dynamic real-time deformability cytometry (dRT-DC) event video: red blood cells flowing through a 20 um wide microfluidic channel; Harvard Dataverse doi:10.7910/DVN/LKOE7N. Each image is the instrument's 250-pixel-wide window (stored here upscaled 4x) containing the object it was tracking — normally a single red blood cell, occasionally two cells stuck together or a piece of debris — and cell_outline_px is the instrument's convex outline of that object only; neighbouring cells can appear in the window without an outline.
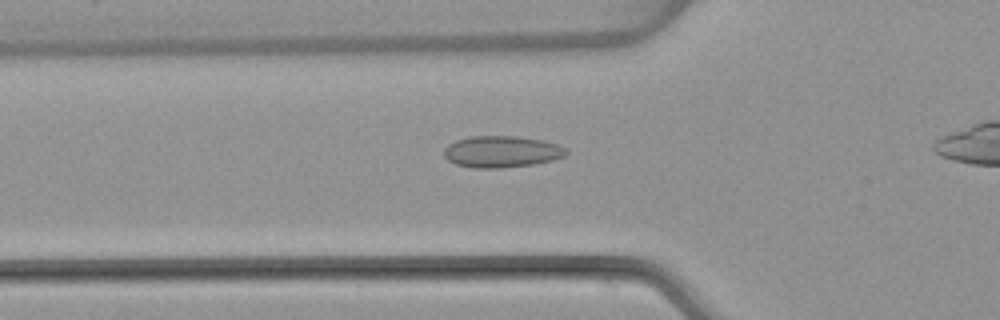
{"species": "common noctule bat (a hibernating species)", "species_latin": "Nyctalus noctula", "temperature_condition": "warm", "stored_images_in_passage": 36, "camera_frame_rate_fps": 3000, "um_per_image_px": 0.085, "animal": {"sex": "female", "body_mass_g": 22.7, "forearm_length_mm": 54.2}, "frame": {"image": 1, "passage_image": 8, "time_ms": 2.333, "image_size_px": [1000, 320], "cell_outline_px": [[568, 152], [564, 156], [552, 160], [532, 164], [500, 168], [472, 168], [456, 164], [448, 160], [444, 156], [444, 148], [448, 144], [456, 140], [472, 136], [516, 136], [544, 140], [556, 144], [564, 148]], "centroid_in_image_um": [42.61, 12.89], "position_along_channel_um": 83.2, "area_um2": 22.43}}
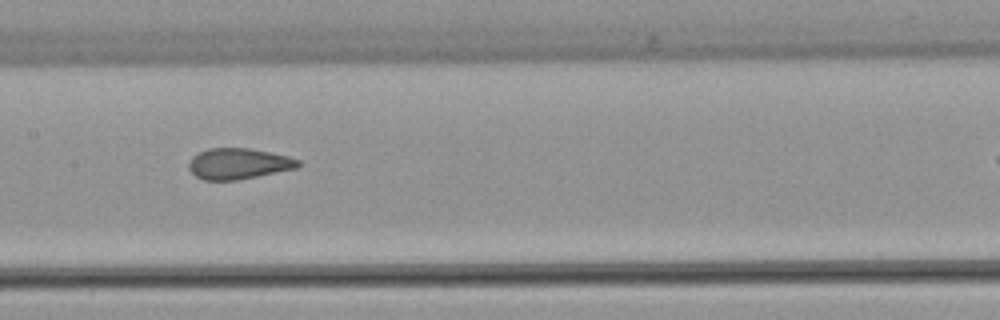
{"frame": {"image": 2, "passage_image": 16, "time_ms": 5.0, "image_size_px": [1000, 320], "cell_outline_px": [[300, 164], [296, 168], [236, 180], [204, 180], [196, 176], [188, 168], [188, 164], [192, 156], [208, 148], [248, 148], [288, 156], [300, 160]], "centroid_in_image_um": [20.24, 13.91], "position_along_channel_um": 187.2, "area_um2": 19.48}}
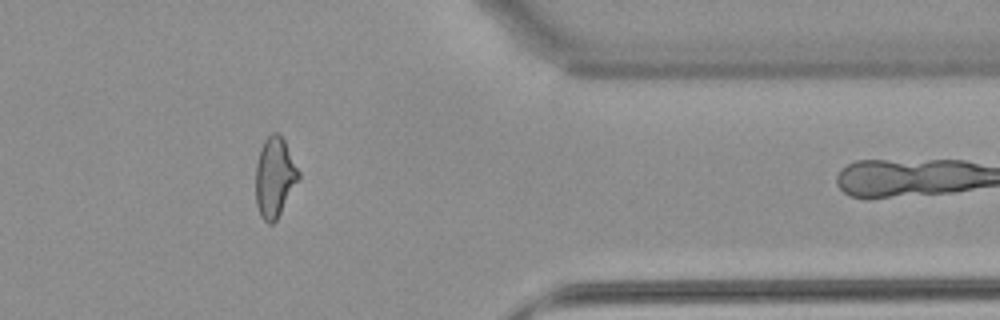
{"frame": {"image": 3, "passage_image": 33, "time_ms": 10.667, "image_size_px": [1000, 320], "cell_outline_px": [[300, 180], [276, 220], [272, 224], [268, 224], [260, 216], [256, 204], [256, 164], [260, 148], [264, 140], [272, 132], [276, 132], [284, 140], [300, 172]], "centroid_in_image_um": [23.35, 15.08], "position_along_channel_um": 388.0, "area_um2": 20.11}, "authors_computed_cell_mechanics": {"area_um2": 20.0855, "velocity_mm_per_s": 3.8704, "shape_relaxation_time_tau1_ms": null, "shape_relaxation_time_tau2_ms": 1.386, "deformation_change_tau1": null, "deformation_change_tau2": 0.0659}}